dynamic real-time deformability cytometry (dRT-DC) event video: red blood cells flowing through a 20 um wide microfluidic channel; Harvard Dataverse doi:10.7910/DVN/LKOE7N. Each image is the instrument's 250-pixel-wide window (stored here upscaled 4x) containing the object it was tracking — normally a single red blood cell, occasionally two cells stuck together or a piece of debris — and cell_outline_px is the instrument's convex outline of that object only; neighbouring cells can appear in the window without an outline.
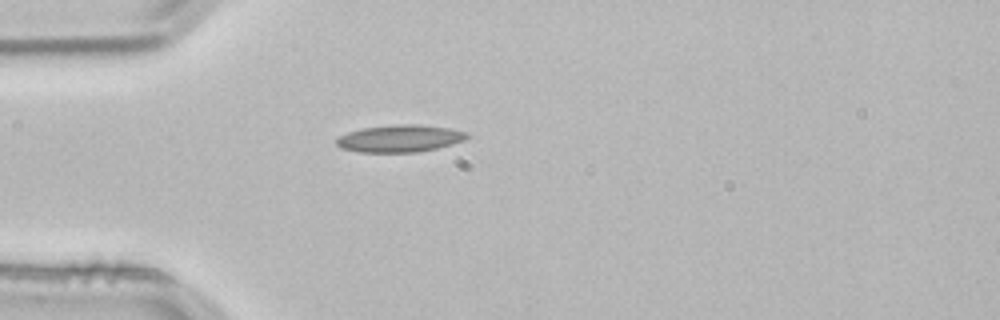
{"species": "common noctule bat (a hibernating species)", "species_latin": "Nyctalus noctula", "temperature_condition": "room temperature", "stored_images_in_passage": 1, "camera_frame_rate_fps": 3000, "um_per_image_px": 0.085, "animal": {"sex": "male", "body_mass_g": 21.5, "forearm_length_mm": 52.0}, "frame": {"image": 1, "passage_image": 1, "time_ms": 0.0, "image_size_px": [1000, 320], "cell_outline_px": [[468, 136], [464, 140], [452, 144], [436, 148], [416, 152], [356, 152], [340, 148], [336, 144], [336, 140], [340, 136], [348, 132], [364, 128], [396, 124], [416, 124], [448, 128], [468, 132]], "centroid_in_image_um": [33.97, 11.77], "position_along_channel_um": 51.0, "area_um2": 20.58}}